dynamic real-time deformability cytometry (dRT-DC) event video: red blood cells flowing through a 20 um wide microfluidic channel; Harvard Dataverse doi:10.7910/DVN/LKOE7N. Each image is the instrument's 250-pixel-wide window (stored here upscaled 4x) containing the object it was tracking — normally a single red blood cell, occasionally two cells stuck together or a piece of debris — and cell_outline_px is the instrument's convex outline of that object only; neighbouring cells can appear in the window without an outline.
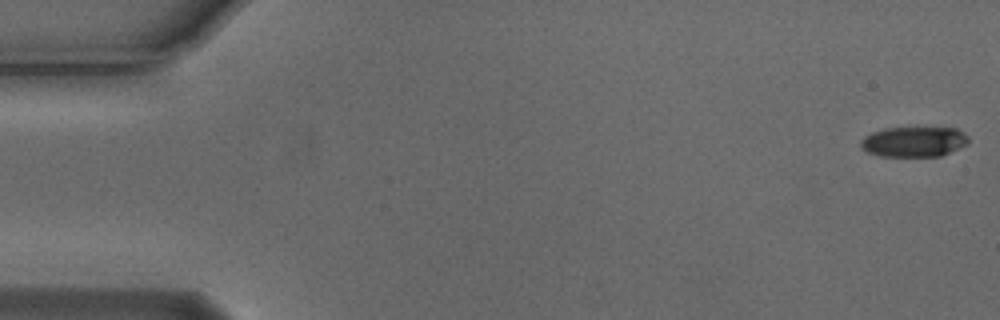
{"species": "Egyptian fruit bat (a non-hibernating species)", "species_latin": "Rousettus aegyptiacus", "temperature_condition": "cold", "stored_images_in_passage": 15, "camera_frame_rate_fps": 3000, "um_per_image_px": 0.085, "animal": {"sex": "male"}, "frame": {"image": 1, "passage_image": 1, "time_ms": 0.0, "image_size_px": [1000, 320], "cell_outline_px": [[968, 144], [940, 156], [880, 156], [868, 152], [860, 148], [860, 140], [864, 136], [872, 132], [884, 128], [956, 128], [968, 136]], "centroid_in_image_um": [77.65, 12.04], "position_along_channel_um": 7.4, "area_um2": 18.96}}